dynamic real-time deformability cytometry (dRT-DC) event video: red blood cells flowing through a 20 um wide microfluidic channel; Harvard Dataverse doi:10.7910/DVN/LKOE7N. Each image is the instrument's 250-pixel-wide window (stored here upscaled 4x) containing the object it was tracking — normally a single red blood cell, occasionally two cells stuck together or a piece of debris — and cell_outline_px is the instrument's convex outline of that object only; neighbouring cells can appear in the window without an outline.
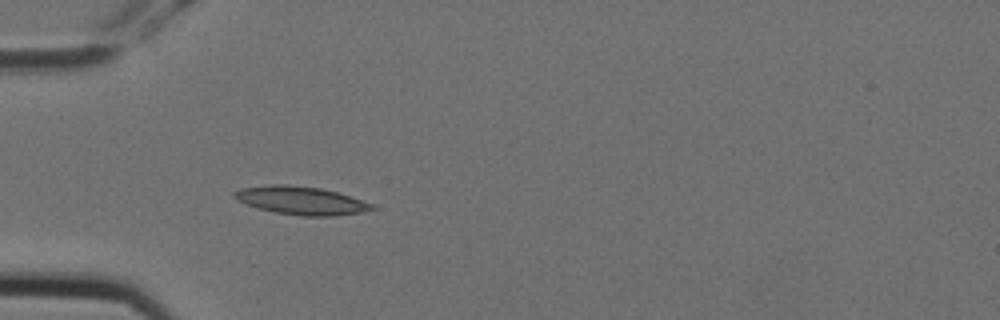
{"species": "Egyptian fruit bat (a non-hibernating species)", "species_latin": "Rousettus aegyptiacus", "temperature_condition": "cold", "stored_images_in_passage": 5, "camera_frame_rate_fps": 3000, "um_per_image_px": 0.085, "animal": {"sex": "female"}, "frame": {"image": 1, "passage_image": 5, "time_ms": 1.333, "image_size_px": [1000, 320], "cell_outline_px": [[376, 208], [360, 212], [336, 216], [300, 216], [276, 212], [260, 208], [236, 200], [232, 196], [232, 192], [244, 188], [272, 184], [288, 184], [320, 188], [336, 192], [372, 204]], "centroid_in_image_um": [25.56, 17.04], "position_along_channel_um": 59.4, "area_um2": 22.25}}